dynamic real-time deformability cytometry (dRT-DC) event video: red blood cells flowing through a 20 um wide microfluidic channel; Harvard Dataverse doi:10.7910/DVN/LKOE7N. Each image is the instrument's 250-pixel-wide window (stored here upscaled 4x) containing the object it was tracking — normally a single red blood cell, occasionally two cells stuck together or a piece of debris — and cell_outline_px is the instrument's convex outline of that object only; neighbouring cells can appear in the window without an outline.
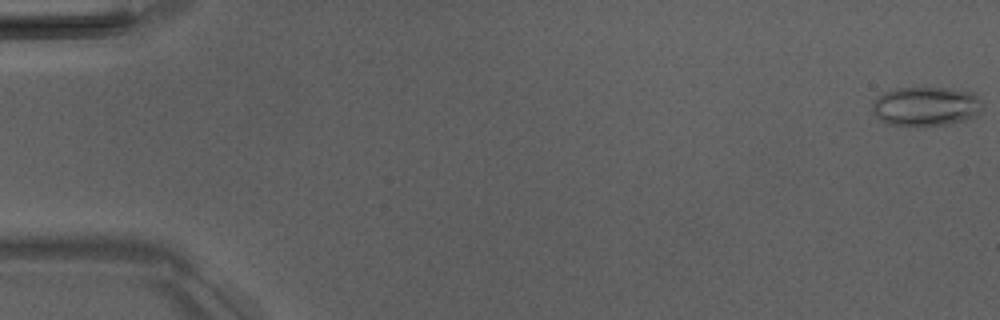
{"species": "Egyptian fruit bat (a non-hibernating species)", "species_latin": "Rousettus aegyptiacus", "temperature_condition": "room temperature", "stored_images_in_passage": 6, "camera_frame_rate_fps": 3000, "um_per_image_px": 0.085, "animal": {"sex": "male"}, "frame": {"image": 1, "passage_image": 1, "time_ms": 0.0, "image_size_px": [1000, 320], "cell_outline_px": [[980, 108], [976, 116], [968, 120], [948, 124], [924, 128], [916, 128], [884, 124], [876, 116], [872, 108], [872, 104], [884, 92], [896, 88], [948, 88], [972, 92], [980, 100]], "centroid_in_image_um": [78.67, 9.09], "position_along_channel_um": 6.3, "area_um2": 25.72}}